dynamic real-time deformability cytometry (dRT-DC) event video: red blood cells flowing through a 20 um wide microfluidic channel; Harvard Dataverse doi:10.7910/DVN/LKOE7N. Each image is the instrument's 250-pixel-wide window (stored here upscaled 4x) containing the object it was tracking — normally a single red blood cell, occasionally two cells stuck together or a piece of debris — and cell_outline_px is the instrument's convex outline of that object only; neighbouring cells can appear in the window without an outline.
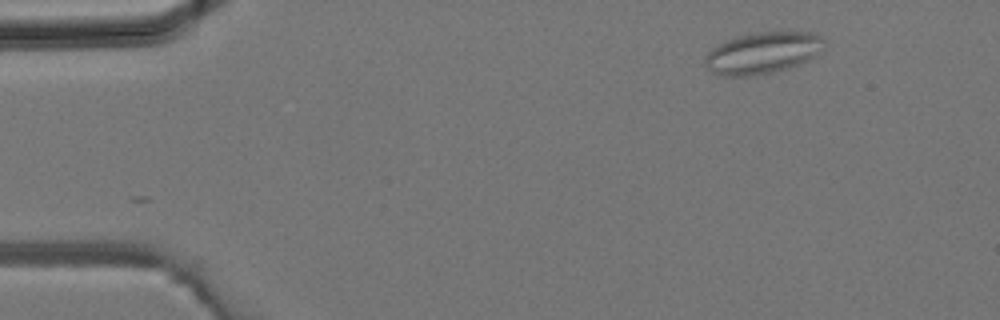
{"species": "common noctule bat (a hibernating species)", "species_latin": "Nyctalus noctula", "temperature_condition": "room temperature", "stored_images_in_passage": 2, "camera_frame_rate_fps": 3000, "um_per_image_px": 0.085, "animal": {"sex": "male", "body_mass_g": 19.2, "forearm_length_mm": 51.8}, "frame": {"image": 1, "passage_image": 2, "time_ms": 0.333, "image_size_px": [1000, 320], "cell_outline_px": [[824, 52], [808, 60], [788, 68], [772, 72], [752, 76], [724, 76], [712, 72], [704, 64], [704, 56], [712, 48], [724, 40], [736, 36], [760, 32], [816, 32], [824, 40]], "centroid_in_image_um": [64.84, 4.49], "position_along_channel_um": 20.2, "area_um2": 29.19}}